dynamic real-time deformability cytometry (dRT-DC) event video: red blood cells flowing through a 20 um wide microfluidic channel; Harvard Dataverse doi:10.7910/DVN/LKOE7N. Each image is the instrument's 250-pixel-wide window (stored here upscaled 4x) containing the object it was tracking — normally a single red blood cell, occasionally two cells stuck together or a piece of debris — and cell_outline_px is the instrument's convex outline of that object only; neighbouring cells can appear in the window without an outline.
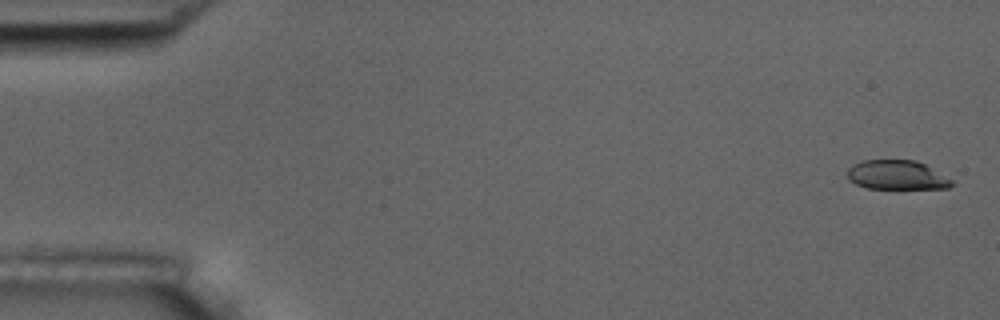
{"species": "common noctule bat (a hibernating species)", "species_latin": "Nyctalus noctula", "temperature_condition": "room temperature", "stored_images_in_passage": 5, "camera_frame_rate_fps": 3000, "um_per_image_px": 0.085, "animal": {"sex": "male", "body_mass_g": 17.5, "forearm_length_mm": 52.3}, "frame": {"image": 1, "passage_image": 1, "time_ms": 0.0, "image_size_px": [1000, 320], "cell_outline_px": [[952, 184], [948, 188], [868, 188], [856, 184], [848, 180], [848, 168], [852, 164], [864, 160], [916, 160], [924, 164], [952, 180]], "centroid_in_image_um": [76.18, 14.87], "position_along_channel_um": 8.8, "area_um2": 17.57}}